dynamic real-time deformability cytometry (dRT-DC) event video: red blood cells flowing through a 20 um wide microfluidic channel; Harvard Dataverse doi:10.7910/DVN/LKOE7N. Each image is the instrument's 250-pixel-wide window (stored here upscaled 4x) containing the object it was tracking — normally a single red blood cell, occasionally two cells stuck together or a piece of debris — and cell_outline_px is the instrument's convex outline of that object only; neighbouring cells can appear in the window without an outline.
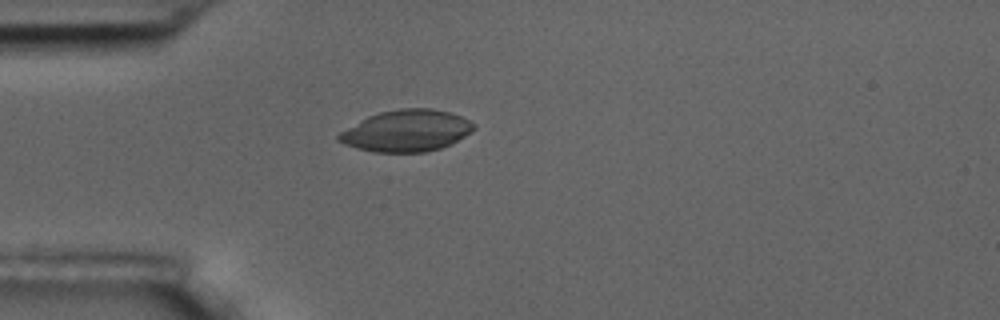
{"species": "common noctule bat (a hibernating species)", "species_latin": "Nyctalus noctula", "temperature_condition": "room temperature", "stored_images_in_passage": 5, "camera_frame_rate_fps": 3000, "um_per_image_px": 0.085, "animal": {"sex": "male", "body_mass_g": 17.5, "forearm_length_mm": 52.3}, "frame": {"image": 1, "passage_image": 4, "time_ms": 3.333, "image_size_px": [1000, 320], "cell_outline_px": [[476, 128], [452, 144], [440, 148], [424, 152], [372, 152], [356, 148], [344, 144], [336, 140], [336, 136], [340, 132], [368, 116], [380, 112], [400, 108], [432, 108], [448, 112], [460, 116], [476, 124]], "centroid_in_image_um": [34.54, 11.12], "position_along_channel_um": 50.5, "area_um2": 32.71}}